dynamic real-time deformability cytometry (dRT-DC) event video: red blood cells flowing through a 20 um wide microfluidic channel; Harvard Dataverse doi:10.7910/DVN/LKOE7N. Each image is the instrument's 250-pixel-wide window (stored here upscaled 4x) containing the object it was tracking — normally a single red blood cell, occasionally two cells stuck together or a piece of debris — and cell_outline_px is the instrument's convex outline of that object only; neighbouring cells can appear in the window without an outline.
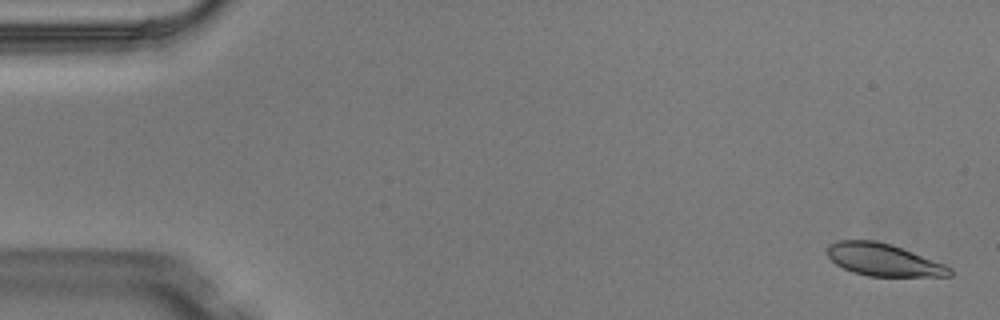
{"species": "Egyptian fruit bat (a non-hibernating species)", "species_latin": "Rousettus aegyptiacus", "temperature_condition": "warm", "stored_images_in_passage": 4, "camera_frame_rate_fps": 3000, "um_per_image_px": 0.085, "animal": {"sex": "male"}, "frame": {"image": 1, "passage_image": 1, "time_ms": 0.0, "image_size_px": [1000, 320], "cell_outline_px": [[952, 276], [868, 276], [852, 272], [836, 264], [828, 256], [828, 244], [836, 240], [872, 240], [892, 244], [944, 264], [952, 268]], "centroid_in_image_um": [75.08, 22.08], "position_along_channel_um": 9.9, "area_um2": 23.0}}
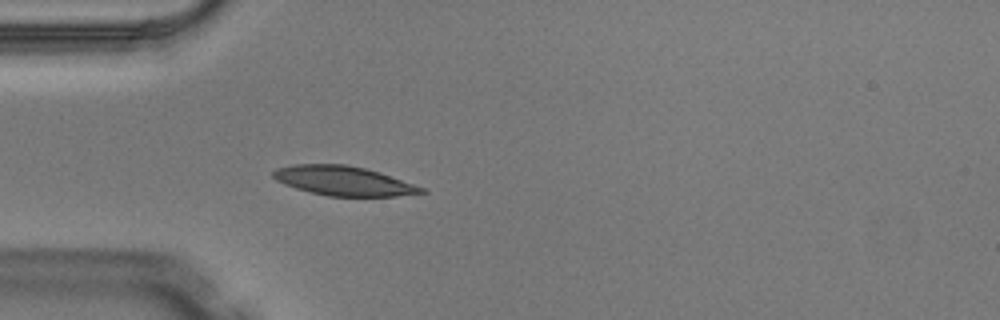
{"frame": {"image": 2, "passage_image": 4, "time_ms": 1.0, "image_size_px": [1000, 320], "cell_outline_px": [[428, 192], [396, 196], [328, 196], [296, 188], [284, 184], [276, 180], [272, 176], [272, 172], [276, 168], [292, 164], [344, 164], [364, 168], [380, 172], [424, 188]], "centroid_in_image_um": [29.17, 15.36], "position_along_channel_um": 55.8, "area_um2": 25.26}}